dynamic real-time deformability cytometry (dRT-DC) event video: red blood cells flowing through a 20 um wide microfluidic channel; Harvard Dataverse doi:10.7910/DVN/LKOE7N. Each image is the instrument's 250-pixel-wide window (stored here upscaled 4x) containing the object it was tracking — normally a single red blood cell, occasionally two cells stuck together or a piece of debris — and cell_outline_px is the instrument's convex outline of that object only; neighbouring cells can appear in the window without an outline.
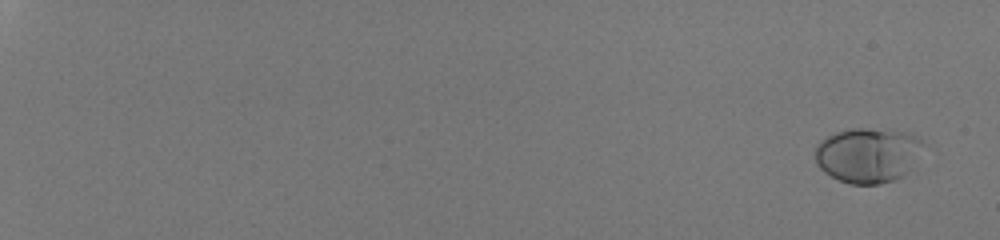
{"species": "human", "species_latin": "Homo sapiens", "temperature_condition": "room temperature", "stored_images_in_passage": 53, "camera_frame_rate_fps": 3000, "um_per_image_px": 0.085, "donor": {"sex": "male"}, "frame": {"image": 1, "passage_image": 1, "time_ms": 0.0, "image_size_px": [1000, 240], "cell_outline_px": [[924, 144], [908, 168], [900, 176], [892, 180], [880, 184], [848, 184], [824, 172], [816, 164], [816, 144], [820, 140], [836, 132], [848, 128], [868, 128], [904, 132], [920, 136]], "centroid_in_image_um": [73.71, 13.16], "position_along_channel_um": 11.3, "area_um2": 34.22}}
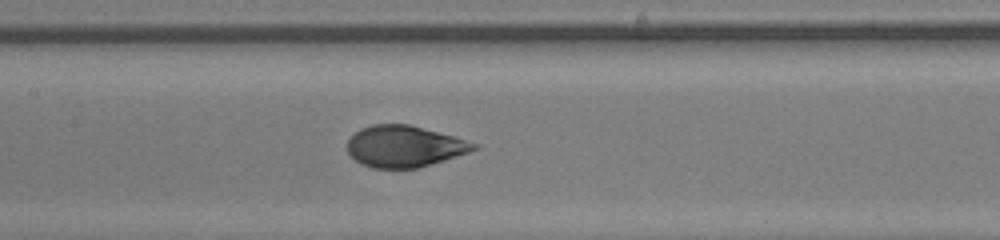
{"frame": {"image": 2, "passage_image": 31, "time_ms": 10.0, "image_size_px": [1000, 240], "cell_outline_px": [[480, 148], [456, 156], [416, 168], [372, 168], [360, 164], [348, 152], [348, 140], [360, 128], [372, 124], [408, 124], [452, 136], [480, 144]], "centroid_in_image_um": [34.36, 12.44], "position_along_channel_um": 173.0, "area_um2": 30.23}}
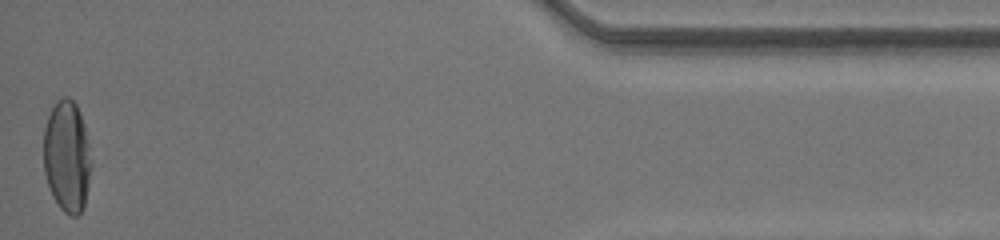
{"frame": {"image": 3, "passage_image": 53, "time_ms": 17.333, "image_size_px": [1000, 240], "cell_outline_px": [[88, 184], [84, 208], [76, 216], [72, 216], [64, 212], [60, 208], [52, 196], [44, 172], [44, 128], [48, 116], [56, 100], [64, 96], [68, 96], [76, 104], [80, 112], [84, 124], [88, 144]], "centroid_in_image_um": [5.65, 13.28], "position_along_channel_um": 429.5, "area_um2": 30.52}, "authors_computed_cell_mechanics": {"area_um2": 31.7322, "velocity_mm_per_s": 4.2425, "shape_relaxation_time_tau1_ms": 4.8434, "shape_relaxation_time_tau2_ms": null, "deformation_change_tau1": 0.1972, "deformation_change_tau2": null}}